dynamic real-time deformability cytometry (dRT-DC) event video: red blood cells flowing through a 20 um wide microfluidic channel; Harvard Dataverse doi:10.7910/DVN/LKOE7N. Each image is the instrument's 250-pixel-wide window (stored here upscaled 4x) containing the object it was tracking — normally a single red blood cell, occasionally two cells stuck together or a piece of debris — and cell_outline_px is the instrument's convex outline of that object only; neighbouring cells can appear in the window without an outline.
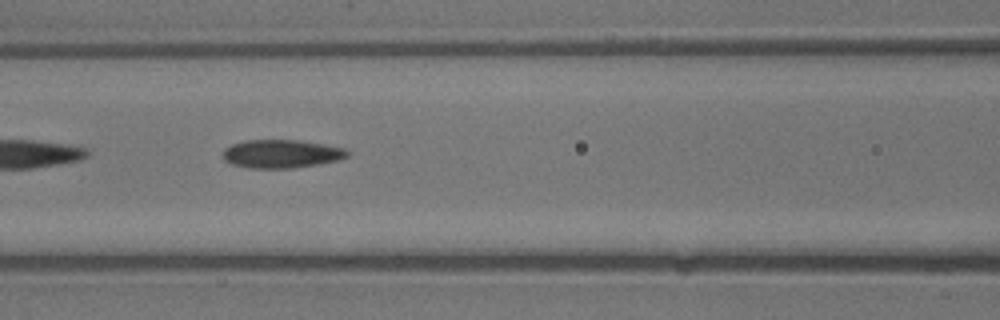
{"species": "common noctule bat (a hibernating species)", "species_latin": "Nyctalus noctula", "temperature_condition": "warm", "stored_images_in_passage": 22, "camera_frame_rate_fps": 3000, "um_per_image_px": 0.085, "animal": {"sex": "male", "body_mass_g": 13.3}, "frame": {"image": 1, "passage_image": 7, "time_ms": 2.0, "image_size_px": [1000, 320], "cell_outline_px": [[348, 156], [336, 160], [316, 164], [292, 168], [248, 168], [232, 164], [224, 160], [224, 148], [232, 144], [244, 140], [296, 140], [324, 144], [344, 148], [348, 152]], "centroid_in_image_um": [23.88, 13.07], "position_along_channel_um": 142.7, "area_um2": 20.35}}
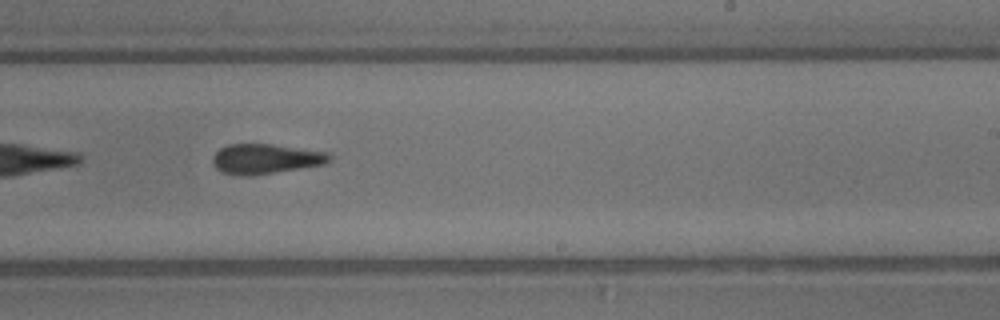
{"frame": {"image": 2, "passage_image": 13, "time_ms": 4.0, "image_size_px": [1000, 320], "cell_outline_px": [[332, 160], [324, 164], [276, 172], [248, 176], [220, 172], [212, 164], [212, 156], [220, 148], [228, 144], [272, 144], [328, 152], [332, 156]], "centroid_in_image_um": [22.56, 13.5], "position_along_channel_um": 266.4, "area_um2": 20.4}}